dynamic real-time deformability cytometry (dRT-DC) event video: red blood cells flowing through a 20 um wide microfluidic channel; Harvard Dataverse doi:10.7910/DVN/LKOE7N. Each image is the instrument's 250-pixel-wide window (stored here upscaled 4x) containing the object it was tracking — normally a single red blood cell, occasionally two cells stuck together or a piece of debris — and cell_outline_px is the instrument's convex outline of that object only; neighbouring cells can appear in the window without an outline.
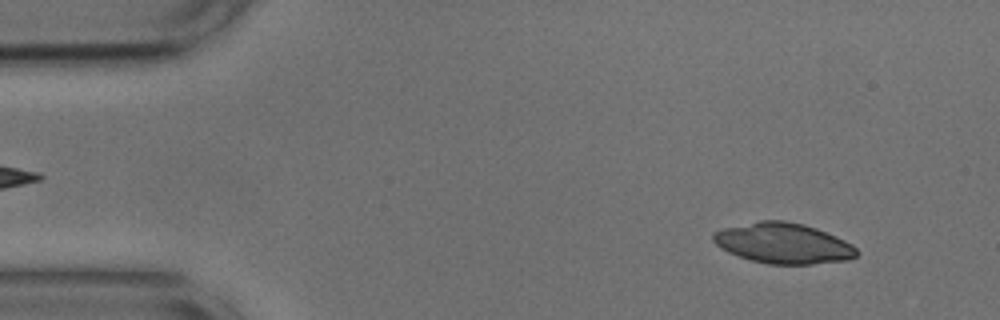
{"species": "common noctule bat (a hibernating species)", "species_latin": "Nyctalus noctula", "temperature_condition": "cold", "stored_images_in_passage": 52, "camera_frame_rate_fps": 3000, "um_per_image_px": 0.085, "animal": {"sex": "male", "body_mass_g": 17.9, "forearm_length_mm": 54.2}, "frame": {"image": 1, "passage_image": 4, "time_ms": 1.0, "image_size_px": [1000, 320], "cell_outline_px": [[860, 252], [856, 256], [848, 260], [812, 264], [768, 264], [752, 260], [728, 252], [720, 248], [712, 240], [712, 232], [724, 228], [760, 220], [784, 220], [804, 224], [816, 228], [836, 236], [852, 244]], "centroid_in_image_um": [66.58, 20.67], "position_along_channel_um": 18.4, "area_um2": 33.93}}